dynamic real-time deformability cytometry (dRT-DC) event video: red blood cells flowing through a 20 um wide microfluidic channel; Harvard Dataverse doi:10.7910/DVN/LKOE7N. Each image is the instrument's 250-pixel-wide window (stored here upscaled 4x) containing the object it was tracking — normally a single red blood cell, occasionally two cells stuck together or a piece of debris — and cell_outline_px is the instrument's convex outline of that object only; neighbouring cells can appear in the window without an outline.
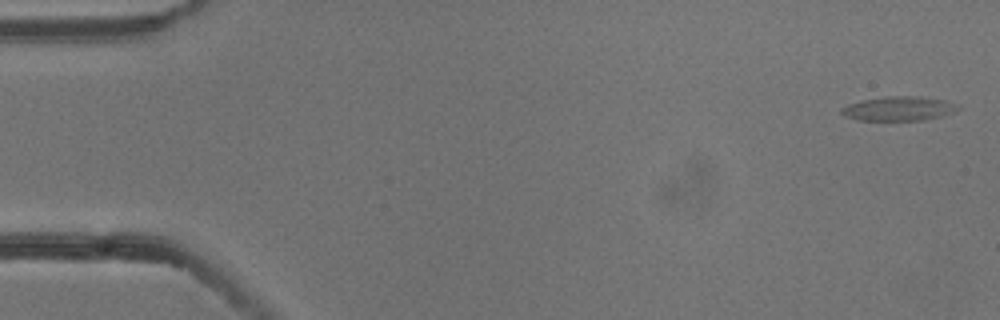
{"species": "common noctule bat (a hibernating species)", "species_latin": "Nyctalus noctula", "temperature_condition": "cold", "stored_images_in_passage": 4, "camera_frame_rate_fps": 3000, "um_per_image_px": 0.085, "animal": {"sex": "male", "body_mass_g": 13.3}, "frame": {"image": 1, "passage_image": 1, "time_ms": 0.0, "image_size_px": [1000, 320], "cell_outline_px": [[960, 108], [952, 112], [940, 116], [924, 120], [856, 120], [844, 116], [840, 112], [840, 108], [848, 104], [864, 100], [888, 96], [916, 96], [944, 100], [956, 104]], "centroid_in_image_um": [76.35, 9.23], "position_along_channel_um": 8.7, "area_um2": 16.3}}